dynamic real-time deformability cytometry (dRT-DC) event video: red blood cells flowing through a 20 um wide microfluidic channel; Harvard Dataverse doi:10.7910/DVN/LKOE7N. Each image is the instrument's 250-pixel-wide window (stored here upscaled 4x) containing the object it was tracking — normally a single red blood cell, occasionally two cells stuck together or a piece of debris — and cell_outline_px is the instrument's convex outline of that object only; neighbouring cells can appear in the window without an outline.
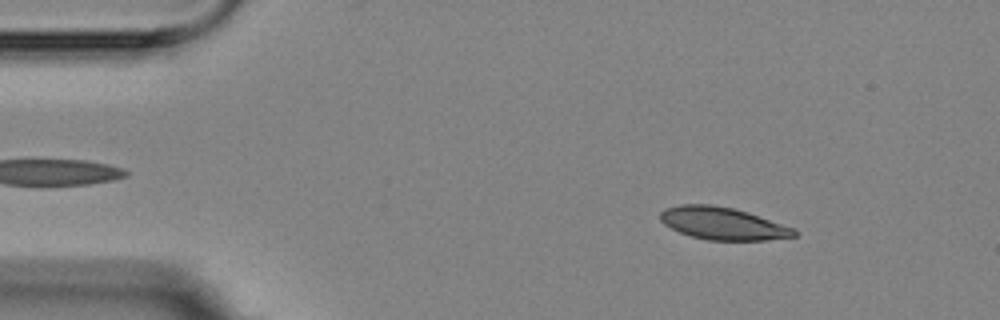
{"species": "Egyptian fruit bat (a non-hibernating species)", "species_latin": "Rousettus aegyptiacus", "temperature_condition": "room temperature", "stored_images_in_passage": 5, "camera_frame_rate_fps": 3000, "um_per_image_px": 0.085, "animal": {"sex": "female"}, "frame": {"image": 1, "passage_image": 2, "time_ms": 1.333, "image_size_px": [1000, 320], "cell_outline_px": [[796, 236], [764, 240], [708, 240], [692, 236], [680, 232], [664, 224], [660, 220], [660, 212], [664, 208], [680, 204], [712, 204], [732, 208], [748, 212], [796, 228]], "centroid_in_image_um": [61.43, 18.98], "position_along_channel_um": 23.6, "area_um2": 25.32}}